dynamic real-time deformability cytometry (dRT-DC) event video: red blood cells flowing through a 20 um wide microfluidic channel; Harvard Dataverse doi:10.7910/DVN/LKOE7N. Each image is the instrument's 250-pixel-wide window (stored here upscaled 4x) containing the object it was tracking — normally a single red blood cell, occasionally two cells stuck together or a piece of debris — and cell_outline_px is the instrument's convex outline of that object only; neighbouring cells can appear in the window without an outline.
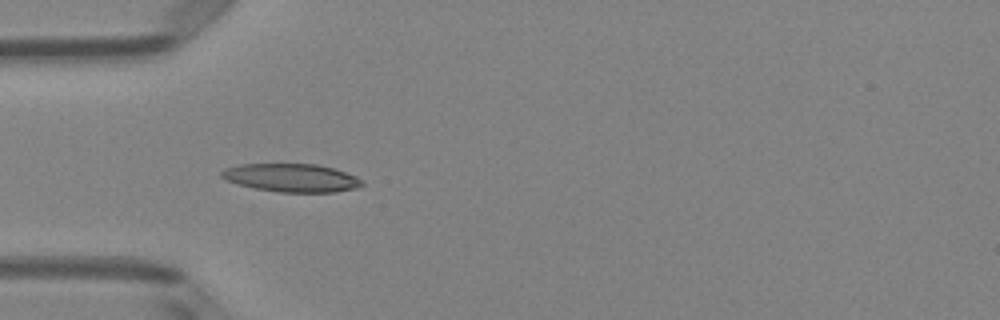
{"species": "Egyptian fruit bat (a non-hibernating species)", "species_latin": "Rousettus aegyptiacus", "temperature_condition": "room temperature", "stored_images_in_passage": 5, "camera_frame_rate_fps": 3000, "um_per_image_px": 0.085, "animal": {"sex": "female"}, "frame": {"image": 1, "passage_image": 5, "time_ms": 1.333, "image_size_px": [1000, 320], "cell_outline_px": [[364, 184], [356, 188], [336, 192], [280, 192], [256, 188], [236, 184], [224, 180], [220, 176], [220, 172], [224, 168], [240, 164], [316, 164], [332, 168], [356, 176], [364, 180]], "centroid_in_image_um": [24.75, 15.11], "position_along_channel_um": 60.2, "area_um2": 23.18}}